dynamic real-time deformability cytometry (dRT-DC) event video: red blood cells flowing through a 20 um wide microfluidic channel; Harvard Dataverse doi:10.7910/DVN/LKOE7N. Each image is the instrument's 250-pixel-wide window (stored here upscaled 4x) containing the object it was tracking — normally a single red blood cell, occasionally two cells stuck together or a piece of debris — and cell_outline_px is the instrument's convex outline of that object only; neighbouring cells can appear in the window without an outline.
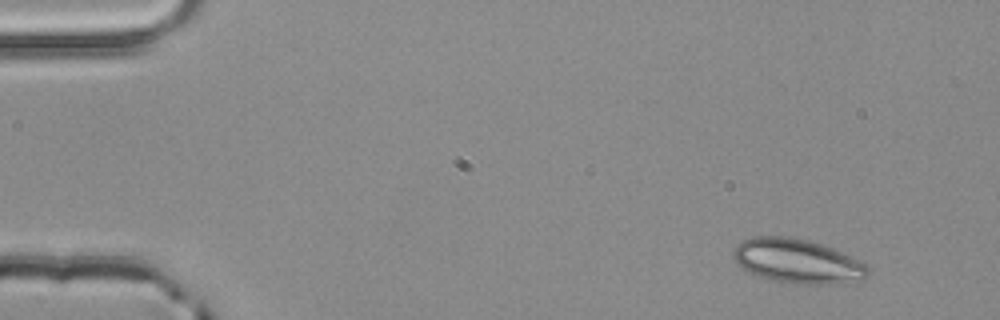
{"species": "common noctule bat (a hibernating species)", "species_latin": "Nyctalus noctula", "temperature_condition": "room temperature", "stored_images_in_passage": 3, "camera_frame_rate_fps": 3000, "um_per_image_px": 0.085, "animal": {"sex": "male", "body_mass_g": 20.4}, "frame": {"image": 1, "passage_image": 1, "time_ms": 0.0, "image_size_px": [1000, 320], "cell_outline_px": [[872, 272], [864, 280], [844, 284], [800, 284], [768, 280], [756, 276], [736, 264], [732, 256], [732, 248], [740, 240], [752, 236], [788, 236], [808, 240], [832, 248], [864, 264]], "centroid_in_image_um": [67.73, 22.21], "position_along_channel_um": 17.3, "area_um2": 35.32}}